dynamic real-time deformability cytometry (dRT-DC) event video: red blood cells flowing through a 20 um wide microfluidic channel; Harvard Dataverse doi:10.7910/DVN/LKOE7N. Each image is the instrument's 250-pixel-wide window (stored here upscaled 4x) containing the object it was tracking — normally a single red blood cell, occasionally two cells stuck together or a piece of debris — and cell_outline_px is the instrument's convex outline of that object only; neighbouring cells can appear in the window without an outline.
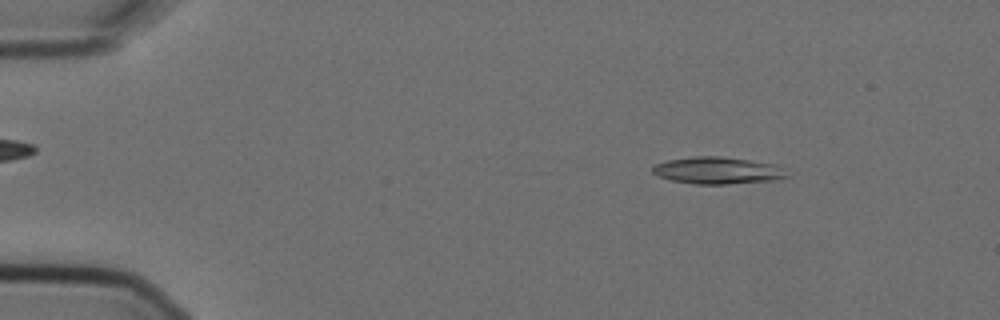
{"species": "Egyptian fruit bat (a non-hibernating species)", "species_latin": "Rousettus aegyptiacus", "temperature_condition": "cold", "stored_images_in_passage": 4, "camera_frame_rate_fps": 3000, "um_per_image_px": 0.085, "animal": {"sex": "female"}, "frame": {"image": 1, "passage_image": 2, "time_ms": 0.333, "image_size_px": [1000, 320], "cell_outline_px": [[788, 176], [776, 180], [728, 184], [692, 184], [672, 180], [660, 176], [652, 172], [652, 168], [656, 164], [668, 160], [692, 156], [720, 156], [776, 164]], "centroid_in_image_um": [60.98, 14.49], "position_along_channel_um": 24.0, "area_um2": 20.92}}
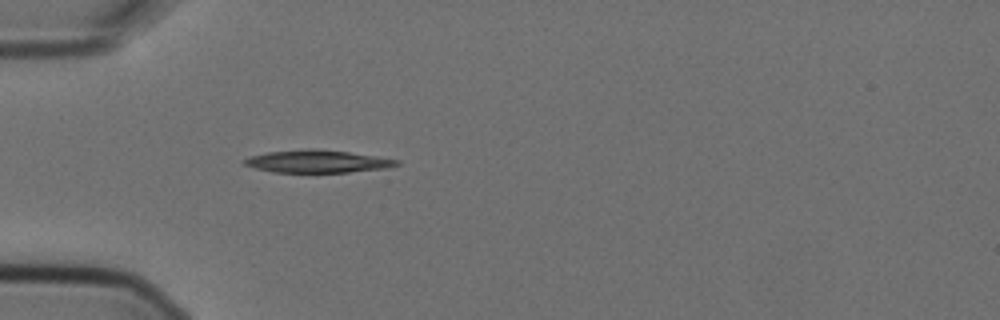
{"frame": {"image": 2, "passage_image": 4, "time_ms": 1.0, "image_size_px": [1000, 320], "cell_outline_px": [[400, 164], [384, 168], [348, 172], [272, 172], [256, 168], [244, 164], [240, 160], [252, 156], [268, 152], [308, 148], [312, 148], [348, 152], [400, 160]], "centroid_in_image_um": [26.95, 13.71], "position_along_channel_um": 58.1, "area_um2": 19.83}}